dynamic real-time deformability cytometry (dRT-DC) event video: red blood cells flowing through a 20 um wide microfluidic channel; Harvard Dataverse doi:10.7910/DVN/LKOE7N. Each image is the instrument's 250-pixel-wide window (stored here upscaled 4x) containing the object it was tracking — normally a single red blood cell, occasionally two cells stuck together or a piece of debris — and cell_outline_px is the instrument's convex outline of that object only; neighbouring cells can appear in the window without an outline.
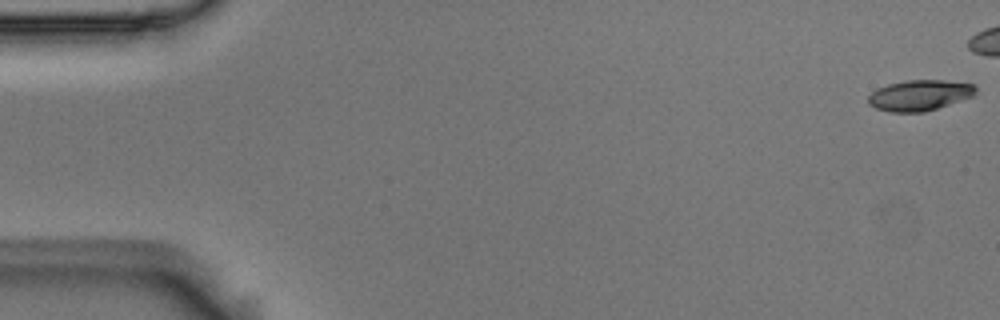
{"species": "Egyptian fruit bat (a non-hibernating species)", "species_latin": "Rousettus aegyptiacus", "temperature_condition": "room temperature", "stored_images_in_passage": 44, "camera_frame_rate_fps": 3000, "um_per_image_px": 0.085, "animal": {"sex": "male"}, "frame": {"image": 1, "passage_image": 1, "time_ms": 0.0, "image_size_px": [1000, 320], "cell_outline_px": [[976, 92], [972, 96], [924, 112], [892, 112], [876, 108], [868, 104], [868, 96], [876, 88], [888, 84], [908, 80], [944, 80], [972, 84], [976, 88]], "centroid_in_image_um": [78.12, 8.09], "position_along_channel_um": 6.9, "area_um2": 19.02}}
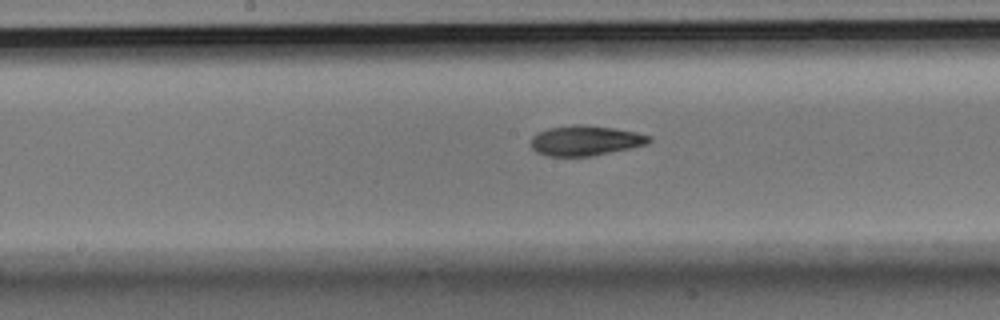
{"frame": {"image": 2, "passage_image": 28, "time_ms": 9.0, "image_size_px": [1000, 320], "cell_outline_px": [[652, 140], [644, 144], [632, 148], [592, 156], [548, 156], [536, 152], [532, 148], [532, 136], [536, 132], [548, 128], [572, 124], [580, 124], [612, 128], [636, 132], [648, 136]], "centroid_in_image_um": [49.71, 11.95], "position_along_channel_um": 198.5, "area_um2": 20.63}}
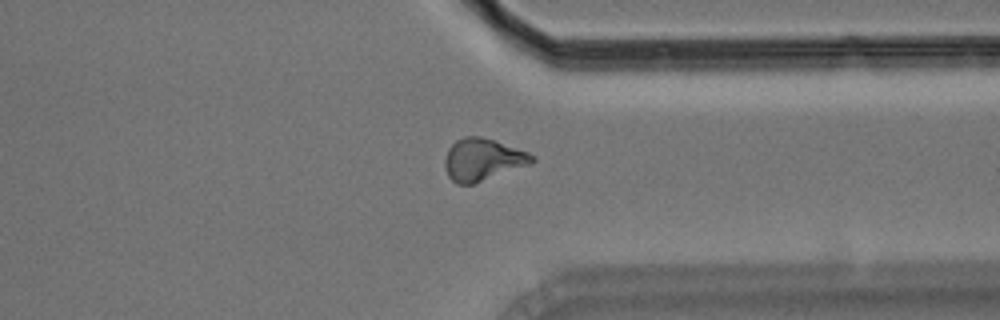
{"frame": {"image": 3, "passage_image": 42, "time_ms": 13.667, "image_size_px": [1000, 320], "cell_outline_px": [[536, 160], [532, 164], [472, 184], [456, 184], [448, 176], [444, 164], [444, 160], [448, 148], [456, 140], [464, 136], [480, 136], [496, 140], [528, 152], [536, 156]], "centroid_in_image_um": [41.04, 13.55], "position_along_channel_um": 370.4, "area_um2": 21.62}}